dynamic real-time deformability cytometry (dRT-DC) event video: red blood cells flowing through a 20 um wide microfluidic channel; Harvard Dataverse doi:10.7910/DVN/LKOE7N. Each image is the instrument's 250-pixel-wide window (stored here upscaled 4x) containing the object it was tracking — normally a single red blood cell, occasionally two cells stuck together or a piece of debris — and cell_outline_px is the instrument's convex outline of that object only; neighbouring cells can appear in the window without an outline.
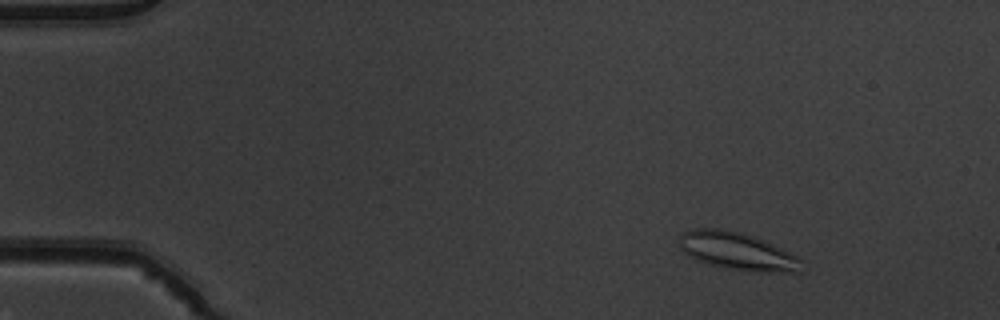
{"species": "common noctule bat (a hibernating species)", "species_latin": "Nyctalus noctula", "temperature_condition": "warm", "stored_images_in_passage": 52, "camera_frame_rate_fps": 3000, "um_per_image_px": 0.085, "animal": {"sex": "male", "body_mass_g": 19.5, "forearm_length_mm": 54.6}, "frame": {"image": 1, "passage_image": 7, "time_ms": 2.0, "image_size_px": [1000, 320], "cell_outline_px": [[800, 272], [768, 272], [728, 268], [708, 264], [696, 260], [688, 256], [680, 248], [680, 236], [684, 232], [696, 228], [720, 228], [740, 232], [764, 240], [800, 256]], "centroid_in_image_um": [62.67, 21.34], "position_along_channel_um": 22.3, "area_um2": 26.65}}
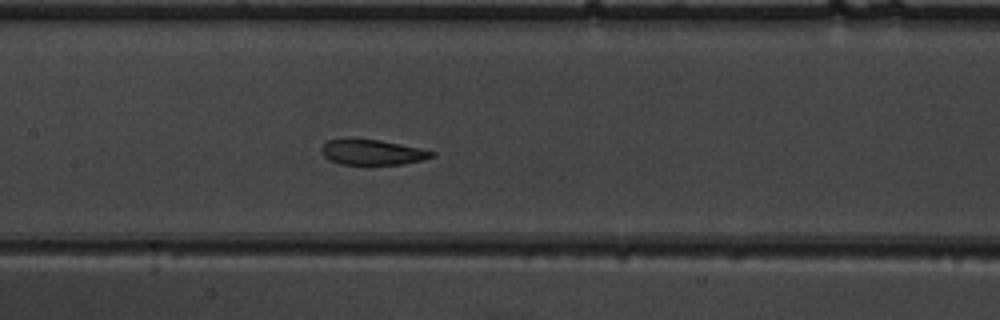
{"frame": {"image": 2, "passage_image": 26, "time_ms": 8.333, "image_size_px": [1000, 320], "cell_outline_px": [[436, 156], [424, 160], [404, 164], [340, 164], [328, 160], [320, 152], [320, 148], [328, 140], [380, 140], [420, 148], [436, 152]], "centroid_in_image_um": [31.69, 12.96], "position_along_channel_um": 175.7, "area_um2": 16.13}}
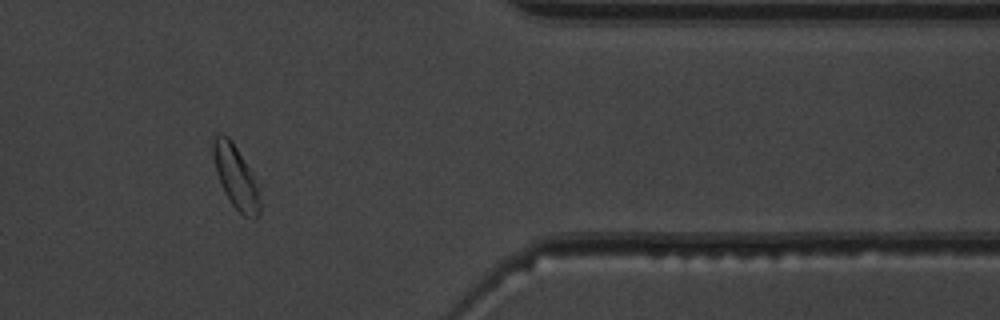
{"frame": {"image": 3, "passage_image": 44, "time_ms": 14.333, "image_size_px": [1000, 320], "cell_outline_px": [[264, 184], [260, 212], [256, 216], [244, 216], [232, 204], [224, 192], [216, 172], [212, 156], [212, 140], [216, 132], [220, 132], [228, 136], [232, 140]], "centroid_in_image_um": [20.14, 14.97], "position_along_channel_um": 391.3, "area_um2": 18.61}, "authors_computed_cell_mechanics": {"area_um2": 18.5827, "velocity_mm_per_s": 3.8988, "shape_relaxation_time_tau1_ms": null, "shape_relaxation_time_tau2_ms": 1.386, "deformation_change_tau1": null, "deformation_change_tau2": 0.0782}}